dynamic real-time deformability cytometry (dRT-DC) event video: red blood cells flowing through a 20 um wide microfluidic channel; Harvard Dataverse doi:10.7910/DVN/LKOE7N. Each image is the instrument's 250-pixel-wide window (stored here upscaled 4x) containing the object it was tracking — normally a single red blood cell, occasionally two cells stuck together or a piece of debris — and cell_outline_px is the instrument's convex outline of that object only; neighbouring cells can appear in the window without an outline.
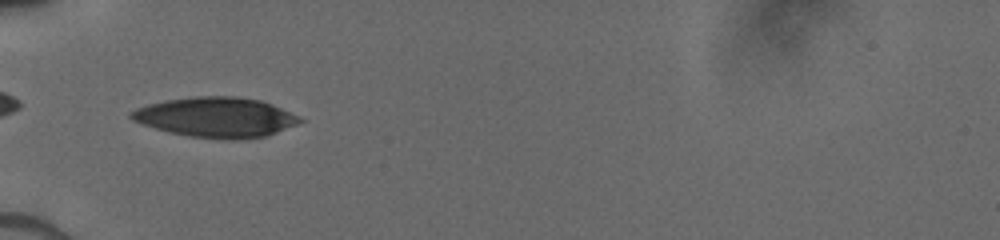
{"species": "human", "species_latin": "Homo sapiens", "temperature_condition": "cold", "stored_images_in_passage": 57, "camera_frame_rate_fps": 3000, "um_per_image_px": 0.085, "donor": {"sex": "male"}, "frame": {"image": 1, "passage_image": 1, "time_ms": 0.0, "image_size_px": [1000, 240], "cell_outline_px": [[304, 120], [296, 124], [276, 132], [264, 136], [236, 140], [232, 140], [188, 136], [156, 128], [132, 120], [128, 116], [128, 112], [136, 108], [148, 104], [164, 100], [192, 96], [236, 96], [260, 100], [272, 104], [300, 116]], "centroid_in_image_um": [18.34, 9.95], "position_along_channel_um": 66.7, "area_um2": 39.25}}
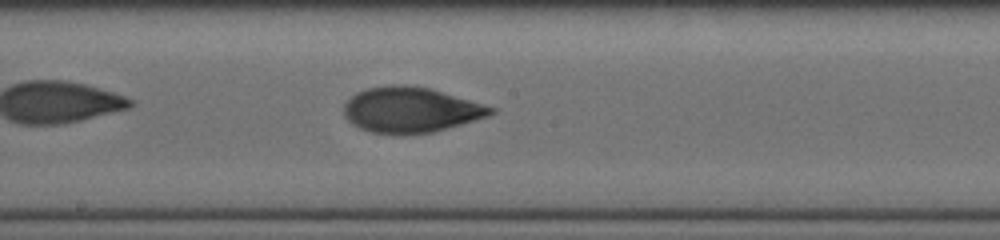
{"frame": {"image": 2, "passage_image": 20, "time_ms": 3.667, "image_size_px": [1000, 240], "cell_outline_px": [[496, 112], [488, 116], [432, 132], [404, 136], [372, 132], [360, 128], [352, 124], [344, 116], [344, 104], [356, 92], [368, 88], [392, 84], [404, 84], [432, 88], [496, 108]], "centroid_in_image_um": [34.89, 9.34], "position_along_channel_um": 213.3, "area_um2": 39.13}}
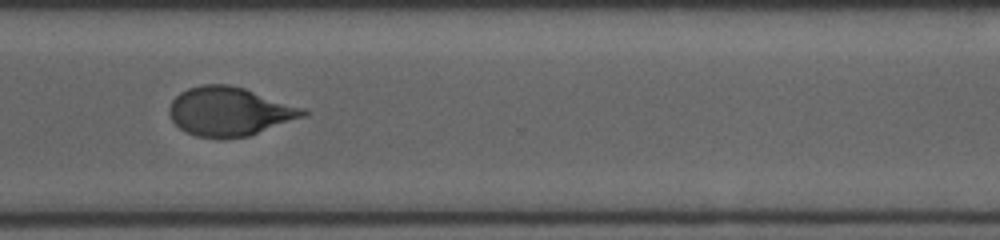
{"frame": {"image": 3, "passage_image": 41, "time_ms": 7.0, "image_size_px": [1000, 240], "cell_outline_px": [[308, 116], [248, 136], [224, 140], [220, 140], [196, 136], [180, 128], [172, 120], [168, 112], [168, 108], [172, 100], [180, 92], [188, 88], [200, 84], [228, 84], [244, 88], [304, 108], [308, 112]], "centroid_in_image_um": [19.51, 9.49], "position_along_channel_um": 351.1, "area_um2": 38.49}}